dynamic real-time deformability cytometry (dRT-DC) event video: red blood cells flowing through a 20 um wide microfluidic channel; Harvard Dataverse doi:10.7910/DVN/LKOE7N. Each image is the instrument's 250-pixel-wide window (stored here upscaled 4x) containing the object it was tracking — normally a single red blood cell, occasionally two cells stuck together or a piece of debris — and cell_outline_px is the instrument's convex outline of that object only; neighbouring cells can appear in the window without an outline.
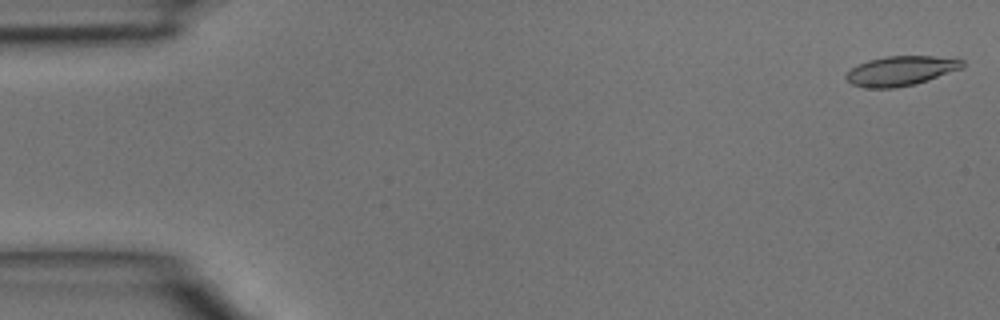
{"species": "common noctule bat (a hibernating species)", "species_latin": "Nyctalus noctula", "temperature_condition": "room temperature", "stored_images_in_passage": 5, "segment_of_instrument_passage": [1, 2], "camera_frame_rate_fps": 3000, "um_per_image_px": 0.085, "animal": {"sex": "male", "body_mass_g": 15.6}, "frame": {"image": 1, "passage_image": 1, "time_ms": 0.0, "image_size_px": [1000, 320], "cell_outline_px": [[964, 68], [916, 84], [896, 88], [864, 88], [852, 84], [844, 76], [852, 68], [868, 60], [888, 56], [932, 56], [964, 60]], "centroid_in_image_um": [76.59, 6.03], "position_along_channel_um": 8.4, "area_um2": 20.06}}
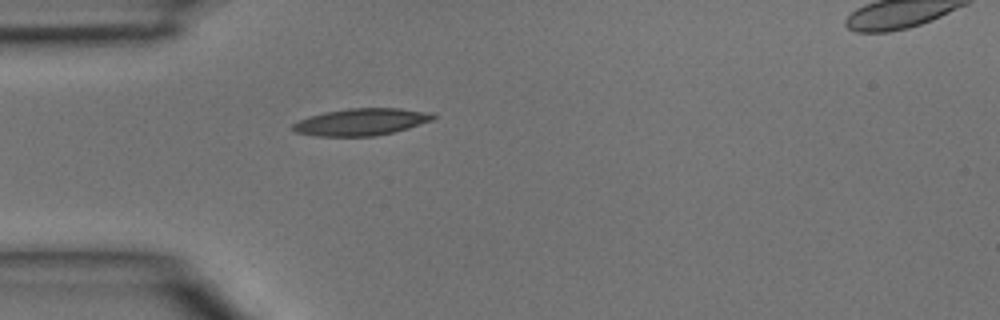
{"frame": {"image": 2, "passage_image": 4, "time_ms": 1.0, "image_size_px": [1000, 320], "cell_outline_px": [[436, 116], [432, 120], [408, 128], [376, 136], [316, 136], [296, 132], [292, 128], [292, 124], [308, 116], [324, 112], [348, 108], [400, 108], [432, 112]], "centroid_in_image_um": [30.71, 10.35], "position_along_channel_um": 54.3, "area_um2": 22.08}}